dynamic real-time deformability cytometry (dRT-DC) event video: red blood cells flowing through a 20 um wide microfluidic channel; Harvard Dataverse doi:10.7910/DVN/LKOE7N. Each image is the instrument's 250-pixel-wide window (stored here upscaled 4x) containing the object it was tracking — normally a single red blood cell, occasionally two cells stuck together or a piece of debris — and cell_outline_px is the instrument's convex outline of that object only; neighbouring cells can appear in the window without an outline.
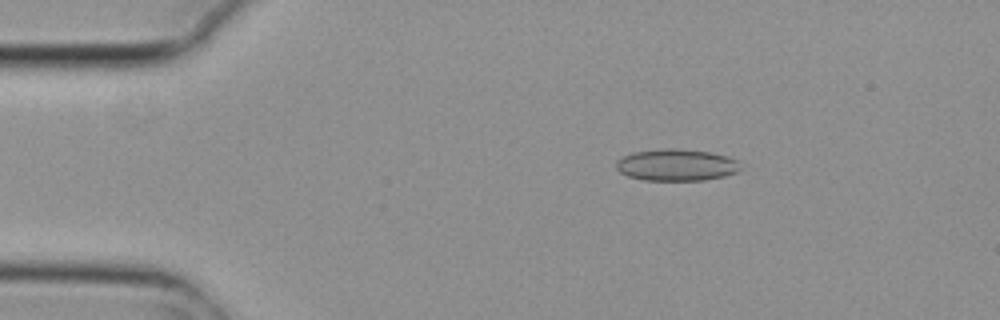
{"species": "common noctule bat (a hibernating species)", "species_latin": "Nyctalus noctula", "temperature_condition": "cold", "stored_images_in_passage": 4, "camera_frame_rate_fps": 3000, "um_per_image_px": 0.085, "animal": {"sex": "female", "body_mass_g": 29.2, "forearm_length_mm": 56.3}, "frame": {"image": 1, "passage_image": 3, "time_ms": 0.667, "image_size_px": [1000, 320], "cell_outline_px": [[740, 168], [736, 172], [724, 176], [704, 180], [644, 180], [628, 176], [620, 172], [616, 168], [616, 160], [632, 152], [664, 148], [672, 148], [712, 152], [728, 156], [736, 160]], "centroid_in_image_um": [57.47, 14.01], "position_along_channel_um": 27.5, "area_um2": 23.0}}